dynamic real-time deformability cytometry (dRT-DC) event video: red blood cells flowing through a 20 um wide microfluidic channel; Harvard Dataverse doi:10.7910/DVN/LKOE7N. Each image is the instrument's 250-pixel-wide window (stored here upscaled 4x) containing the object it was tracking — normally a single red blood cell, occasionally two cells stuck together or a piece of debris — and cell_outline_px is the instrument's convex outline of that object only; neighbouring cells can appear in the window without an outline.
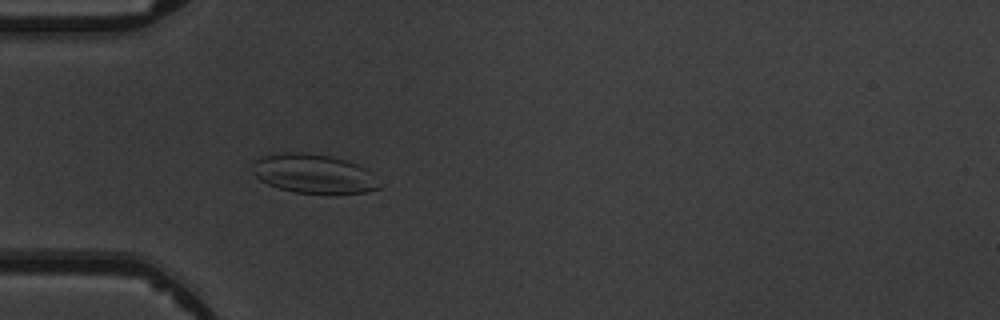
{"species": "common noctule bat (a hibernating species)", "species_latin": "Nyctalus noctula", "temperature_condition": "warm", "stored_images_in_passage": 3, "camera_frame_rate_fps": 3000, "um_per_image_px": 0.085, "animal": {"sex": "male", "body_mass_g": 19.5, "forearm_length_mm": 54.6}, "frame": {"image": 1, "passage_image": 3, "time_ms": 2.333, "image_size_px": [1000, 320], "cell_outline_px": [[380, 188], [364, 192], [292, 192], [268, 184], [260, 180], [256, 176], [252, 164], [260, 156], [284, 152], [304, 152], [332, 156], [348, 160], [364, 168], [380, 184]], "centroid_in_image_um": [26.61, 14.73], "position_along_channel_um": 58.4, "area_um2": 28.38}}